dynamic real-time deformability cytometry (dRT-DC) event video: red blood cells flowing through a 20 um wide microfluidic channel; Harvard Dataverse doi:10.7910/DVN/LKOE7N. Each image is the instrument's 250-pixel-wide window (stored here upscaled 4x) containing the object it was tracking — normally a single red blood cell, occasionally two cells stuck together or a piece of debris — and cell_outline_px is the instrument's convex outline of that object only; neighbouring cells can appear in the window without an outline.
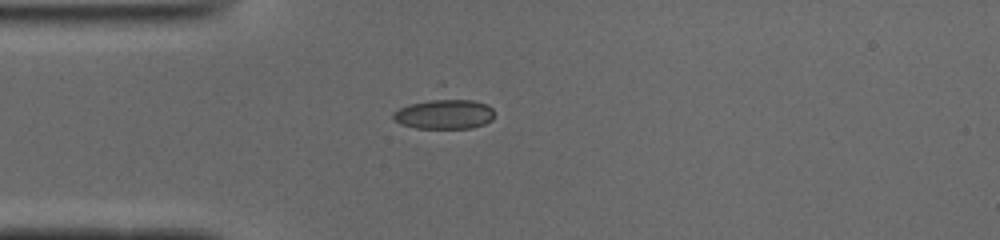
{"species": "common noctule bat (a hibernating species)", "species_latin": "Nyctalus noctula", "temperature_condition": "cold", "stored_images_in_passage": 39, "camera_frame_rate_fps": 3000, "um_per_image_px": 0.085, "animal": {"sex": "male", "body_mass_g": 19.0, "forearm_length_mm": 50.8}, "frame": {"image": 1, "passage_image": 1, "time_ms": 0.0, "image_size_px": [1000, 240], "cell_outline_px": [[492, 120], [484, 124], [472, 128], [416, 128], [400, 124], [392, 116], [392, 112], [408, 104], [428, 100], [472, 100], [488, 104], [492, 108]], "centroid_in_image_um": [37.75, 9.71], "position_along_channel_um": 47.2, "area_um2": 17.4}}
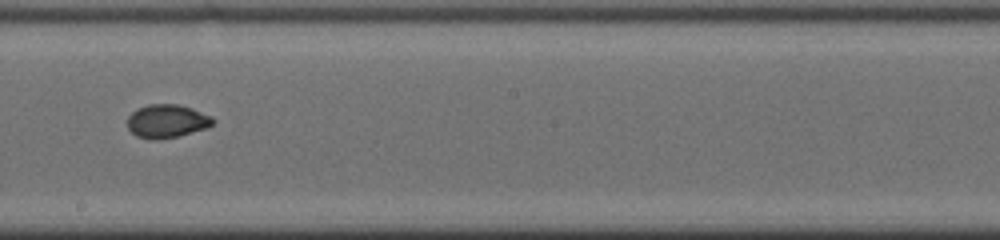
{"frame": {"image": 2, "passage_image": 16, "time_ms": 5.0, "image_size_px": [1000, 240], "cell_outline_px": [[216, 120], [208, 128], [180, 136], [160, 140], [152, 140], [136, 136], [128, 128], [128, 116], [132, 112], [148, 104], [176, 104], [192, 108], [212, 116]], "centroid_in_image_um": [14.22, 10.31], "position_along_channel_um": 234.0, "area_um2": 16.82}}
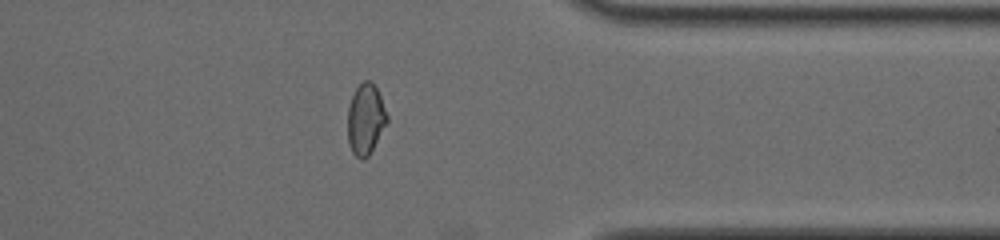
{"frame": {"image": 3, "passage_image": 28, "time_ms": 9.0, "image_size_px": [1000, 240], "cell_outline_px": [[388, 120], [368, 156], [364, 160], [360, 160], [352, 152], [348, 144], [348, 108], [352, 96], [356, 88], [364, 80], [368, 80], [376, 88], [380, 96], [388, 116]], "centroid_in_image_um": [31.06, 10.16], "position_along_channel_um": 380.3, "area_um2": 16.01}, "authors_computed_cell_mechanics": {"area_um2": 16.6464, "velocity_mm_per_s": 3.9477, "shape_relaxation_time_tau1_ms": 5.4836, "shape_relaxation_time_tau2_ms": null, "deformation_change_tau1": 0.1624, "deformation_change_tau2": null}}